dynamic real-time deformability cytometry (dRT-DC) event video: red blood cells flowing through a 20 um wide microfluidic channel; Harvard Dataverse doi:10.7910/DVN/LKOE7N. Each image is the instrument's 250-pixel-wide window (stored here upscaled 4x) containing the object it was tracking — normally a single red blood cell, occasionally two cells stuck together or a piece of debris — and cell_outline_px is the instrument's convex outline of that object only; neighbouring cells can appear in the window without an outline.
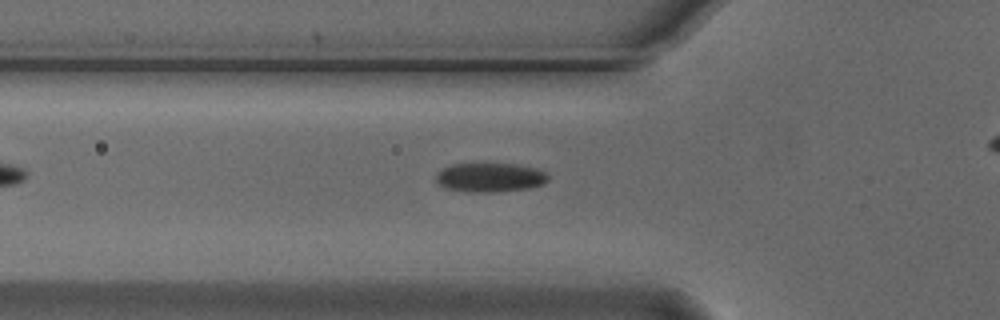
{"species": "Egyptian fruit bat (a non-hibernating species)", "species_latin": "Rousettus aegyptiacus", "temperature_condition": "cold", "stored_images_in_passage": 31, "camera_frame_rate_fps": 3000, "um_per_image_px": 0.085, "animal": {"sex": "male"}, "frame": {"image": 1, "passage_image": 2, "time_ms": 0.333, "image_size_px": [1000, 320], "cell_outline_px": [[548, 180], [544, 184], [528, 188], [496, 192], [468, 192], [444, 188], [436, 180], [436, 176], [440, 168], [452, 164], [516, 164], [536, 168], [544, 172], [548, 176]], "centroid_in_image_um": [41.63, 15.08], "position_along_channel_um": 84.2, "area_um2": 19.07}}
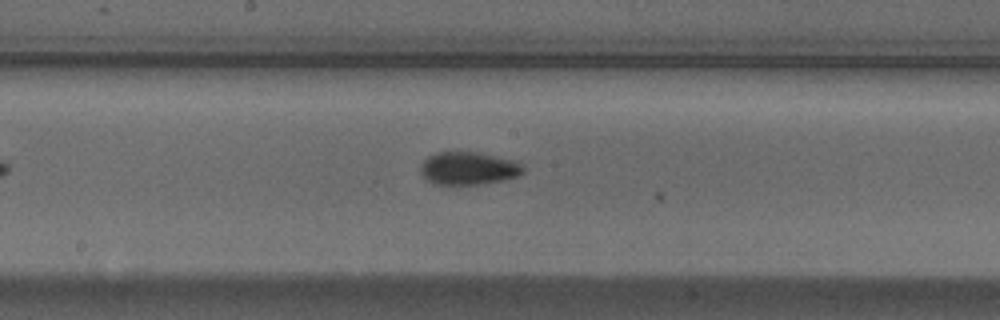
{"frame": {"image": 2, "passage_image": 12, "time_ms": 3.667, "image_size_px": [1000, 320], "cell_outline_px": [[524, 172], [516, 176], [504, 180], [484, 184], [432, 184], [420, 172], [420, 168], [424, 160], [428, 156], [436, 152], [476, 152], [512, 160], [520, 164], [524, 168]], "centroid_in_image_um": [39.79, 14.31], "position_along_channel_um": 208.4, "area_um2": 19.48}}
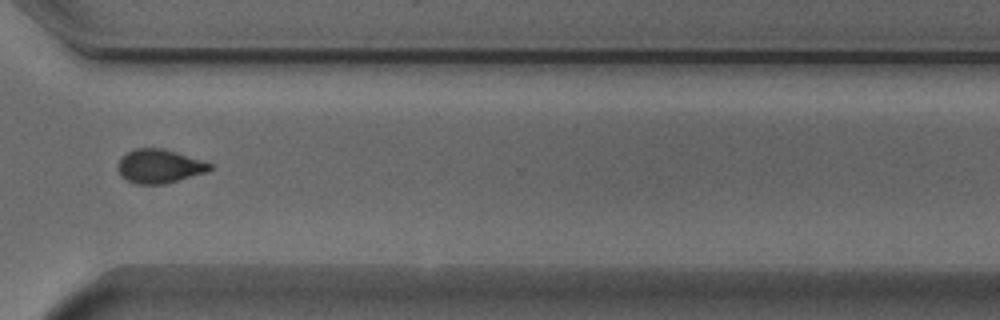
{"frame": {"image": 3, "passage_image": 24, "time_ms": 7.667, "image_size_px": [1000, 320], "cell_outline_px": [[212, 168], [208, 172], [164, 184], [136, 184], [120, 176], [116, 168], [116, 164], [120, 156], [136, 148], [164, 148], [212, 164]], "centroid_in_image_um": [13.5, 14.13], "position_along_channel_um": 357.1, "area_um2": 18.26}}